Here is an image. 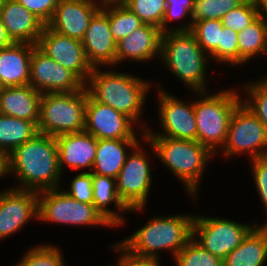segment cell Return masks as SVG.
Masks as SVG:
<instances>
[{"label": "cell", "mask_w": 267, "mask_h": 266, "mask_svg": "<svg viewBox=\"0 0 267 266\" xmlns=\"http://www.w3.org/2000/svg\"><path fill=\"white\" fill-rule=\"evenodd\" d=\"M3 2H4V0H0V16H1V12H2Z\"/></svg>", "instance_id": "47"}, {"label": "cell", "mask_w": 267, "mask_h": 266, "mask_svg": "<svg viewBox=\"0 0 267 266\" xmlns=\"http://www.w3.org/2000/svg\"><path fill=\"white\" fill-rule=\"evenodd\" d=\"M207 92H197L199 100L194 101L197 141L216 154L226 142L231 116L242 98L236 89L220 90L214 95Z\"/></svg>", "instance_id": "6"}, {"label": "cell", "mask_w": 267, "mask_h": 266, "mask_svg": "<svg viewBox=\"0 0 267 266\" xmlns=\"http://www.w3.org/2000/svg\"><path fill=\"white\" fill-rule=\"evenodd\" d=\"M256 225L223 260V266H264L267 260V224Z\"/></svg>", "instance_id": "25"}, {"label": "cell", "mask_w": 267, "mask_h": 266, "mask_svg": "<svg viewBox=\"0 0 267 266\" xmlns=\"http://www.w3.org/2000/svg\"><path fill=\"white\" fill-rule=\"evenodd\" d=\"M9 173L19 181L16 189L40 192L60 188L63 173L59 168L56 138L37 133L15 148L9 154Z\"/></svg>", "instance_id": "1"}, {"label": "cell", "mask_w": 267, "mask_h": 266, "mask_svg": "<svg viewBox=\"0 0 267 266\" xmlns=\"http://www.w3.org/2000/svg\"><path fill=\"white\" fill-rule=\"evenodd\" d=\"M69 190L64 192L78 202L93 204L92 173L86 170L79 173L71 181Z\"/></svg>", "instance_id": "38"}, {"label": "cell", "mask_w": 267, "mask_h": 266, "mask_svg": "<svg viewBox=\"0 0 267 266\" xmlns=\"http://www.w3.org/2000/svg\"><path fill=\"white\" fill-rule=\"evenodd\" d=\"M100 9L95 0H59L47 26L58 34L82 41L91 19Z\"/></svg>", "instance_id": "17"}, {"label": "cell", "mask_w": 267, "mask_h": 266, "mask_svg": "<svg viewBox=\"0 0 267 266\" xmlns=\"http://www.w3.org/2000/svg\"><path fill=\"white\" fill-rule=\"evenodd\" d=\"M141 136L163 165L184 184L189 195L196 196L206 164L214 154L198 141L145 136L144 132Z\"/></svg>", "instance_id": "4"}, {"label": "cell", "mask_w": 267, "mask_h": 266, "mask_svg": "<svg viewBox=\"0 0 267 266\" xmlns=\"http://www.w3.org/2000/svg\"><path fill=\"white\" fill-rule=\"evenodd\" d=\"M222 21L206 19L192 22L190 32L206 54H210L220 43Z\"/></svg>", "instance_id": "32"}, {"label": "cell", "mask_w": 267, "mask_h": 266, "mask_svg": "<svg viewBox=\"0 0 267 266\" xmlns=\"http://www.w3.org/2000/svg\"><path fill=\"white\" fill-rule=\"evenodd\" d=\"M250 161L256 189L267 212V155Z\"/></svg>", "instance_id": "40"}, {"label": "cell", "mask_w": 267, "mask_h": 266, "mask_svg": "<svg viewBox=\"0 0 267 266\" xmlns=\"http://www.w3.org/2000/svg\"><path fill=\"white\" fill-rule=\"evenodd\" d=\"M140 142L138 139H97V148L93 162V174L117 178L128 154Z\"/></svg>", "instance_id": "24"}, {"label": "cell", "mask_w": 267, "mask_h": 266, "mask_svg": "<svg viewBox=\"0 0 267 266\" xmlns=\"http://www.w3.org/2000/svg\"><path fill=\"white\" fill-rule=\"evenodd\" d=\"M245 0H194L189 23L180 24L171 31H190L192 22L215 19L221 20L230 10L240 6Z\"/></svg>", "instance_id": "29"}, {"label": "cell", "mask_w": 267, "mask_h": 266, "mask_svg": "<svg viewBox=\"0 0 267 266\" xmlns=\"http://www.w3.org/2000/svg\"><path fill=\"white\" fill-rule=\"evenodd\" d=\"M101 10L109 17L110 30L116 42L145 24L126 5L109 6Z\"/></svg>", "instance_id": "30"}, {"label": "cell", "mask_w": 267, "mask_h": 266, "mask_svg": "<svg viewBox=\"0 0 267 266\" xmlns=\"http://www.w3.org/2000/svg\"><path fill=\"white\" fill-rule=\"evenodd\" d=\"M150 85V82L125 72H102L100 67H95L85 87L95 101L109 105L137 125V122L141 121L140 116L143 114Z\"/></svg>", "instance_id": "3"}, {"label": "cell", "mask_w": 267, "mask_h": 266, "mask_svg": "<svg viewBox=\"0 0 267 266\" xmlns=\"http://www.w3.org/2000/svg\"><path fill=\"white\" fill-rule=\"evenodd\" d=\"M129 0H96L95 2L102 9L109 6H121L126 5Z\"/></svg>", "instance_id": "45"}, {"label": "cell", "mask_w": 267, "mask_h": 266, "mask_svg": "<svg viewBox=\"0 0 267 266\" xmlns=\"http://www.w3.org/2000/svg\"><path fill=\"white\" fill-rule=\"evenodd\" d=\"M162 33L159 27L144 24L120 39L116 42L115 66L127 59L145 62L160 57Z\"/></svg>", "instance_id": "19"}, {"label": "cell", "mask_w": 267, "mask_h": 266, "mask_svg": "<svg viewBox=\"0 0 267 266\" xmlns=\"http://www.w3.org/2000/svg\"><path fill=\"white\" fill-rule=\"evenodd\" d=\"M87 89L47 93L40 98L38 133L56 137L84 131Z\"/></svg>", "instance_id": "7"}, {"label": "cell", "mask_w": 267, "mask_h": 266, "mask_svg": "<svg viewBox=\"0 0 267 266\" xmlns=\"http://www.w3.org/2000/svg\"><path fill=\"white\" fill-rule=\"evenodd\" d=\"M41 93L31 85L0 88V113L39 123Z\"/></svg>", "instance_id": "23"}, {"label": "cell", "mask_w": 267, "mask_h": 266, "mask_svg": "<svg viewBox=\"0 0 267 266\" xmlns=\"http://www.w3.org/2000/svg\"><path fill=\"white\" fill-rule=\"evenodd\" d=\"M92 186L94 207L111 223L113 228L124 224L125 219L122 213L119 212H127L129 209L118 195L116 178L92 173ZM113 202L117 211L119 210L118 213L108 208V205Z\"/></svg>", "instance_id": "26"}, {"label": "cell", "mask_w": 267, "mask_h": 266, "mask_svg": "<svg viewBox=\"0 0 267 266\" xmlns=\"http://www.w3.org/2000/svg\"><path fill=\"white\" fill-rule=\"evenodd\" d=\"M256 225L238 223L222 217L194 215L192 238L204 250L224 260Z\"/></svg>", "instance_id": "9"}, {"label": "cell", "mask_w": 267, "mask_h": 266, "mask_svg": "<svg viewBox=\"0 0 267 266\" xmlns=\"http://www.w3.org/2000/svg\"><path fill=\"white\" fill-rule=\"evenodd\" d=\"M176 266H223V260L199 246L193 238L177 253Z\"/></svg>", "instance_id": "31"}, {"label": "cell", "mask_w": 267, "mask_h": 266, "mask_svg": "<svg viewBox=\"0 0 267 266\" xmlns=\"http://www.w3.org/2000/svg\"><path fill=\"white\" fill-rule=\"evenodd\" d=\"M13 43L14 42L12 41V39L8 36L6 32V28L0 16V49L10 47Z\"/></svg>", "instance_id": "44"}, {"label": "cell", "mask_w": 267, "mask_h": 266, "mask_svg": "<svg viewBox=\"0 0 267 266\" xmlns=\"http://www.w3.org/2000/svg\"><path fill=\"white\" fill-rule=\"evenodd\" d=\"M38 219V192L10 187L0 192V241Z\"/></svg>", "instance_id": "16"}, {"label": "cell", "mask_w": 267, "mask_h": 266, "mask_svg": "<svg viewBox=\"0 0 267 266\" xmlns=\"http://www.w3.org/2000/svg\"><path fill=\"white\" fill-rule=\"evenodd\" d=\"M82 45L92 68L115 67L116 41L110 30L109 17L101 9L91 19Z\"/></svg>", "instance_id": "18"}, {"label": "cell", "mask_w": 267, "mask_h": 266, "mask_svg": "<svg viewBox=\"0 0 267 266\" xmlns=\"http://www.w3.org/2000/svg\"><path fill=\"white\" fill-rule=\"evenodd\" d=\"M47 25L55 13L59 0H17Z\"/></svg>", "instance_id": "41"}, {"label": "cell", "mask_w": 267, "mask_h": 266, "mask_svg": "<svg viewBox=\"0 0 267 266\" xmlns=\"http://www.w3.org/2000/svg\"><path fill=\"white\" fill-rule=\"evenodd\" d=\"M239 65L267 53V19L259 15L238 33Z\"/></svg>", "instance_id": "27"}, {"label": "cell", "mask_w": 267, "mask_h": 266, "mask_svg": "<svg viewBox=\"0 0 267 266\" xmlns=\"http://www.w3.org/2000/svg\"><path fill=\"white\" fill-rule=\"evenodd\" d=\"M134 125L129 117L95 101L87 91L84 131L96 139H138Z\"/></svg>", "instance_id": "15"}, {"label": "cell", "mask_w": 267, "mask_h": 266, "mask_svg": "<svg viewBox=\"0 0 267 266\" xmlns=\"http://www.w3.org/2000/svg\"><path fill=\"white\" fill-rule=\"evenodd\" d=\"M57 140L58 160L61 173L67 165L73 170L93 167L97 139L86 131L66 133L55 137Z\"/></svg>", "instance_id": "20"}, {"label": "cell", "mask_w": 267, "mask_h": 266, "mask_svg": "<svg viewBox=\"0 0 267 266\" xmlns=\"http://www.w3.org/2000/svg\"><path fill=\"white\" fill-rule=\"evenodd\" d=\"M166 9L162 20V32L171 31L169 21L179 20L186 15L191 18V10L194 0H165ZM170 28V29H169Z\"/></svg>", "instance_id": "39"}, {"label": "cell", "mask_w": 267, "mask_h": 266, "mask_svg": "<svg viewBox=\"0 0 267 266\" xmlns=\"http://www.w3.org/2000/svg\"><path fill=\"white\" fill-rule=\"evenodd\" d=\"M159 59L195 93L207 91L205 78L210 57L190 31L163 32Z\"/></svg>", "instance_id": "5"}, {"label": "cell", "mask_w": 267, "mask_h": 266, "mask_svg": "<svg viewBox=\"0 0 267 266\" xmlns=\"http://www.w3.org/2000/svg\"><path fill=\"white\" fill-rule=\"evenodd\" d=\"M1 19L8 36L16 43L36 45L45 26L17 0H4Z\"/></svg>", "instance_id": "21"}, {"label": "cell", "mask_w": 267, "mask_h": 266, "mask_svg": "<svg viewBox=\"0 0 267 266\" xmlns=\"http://www.w3.org/2000/svg\"><path fill=\"white\" fill-rule=\"evenodd\" d=\"M238 33L228 27L221 30L220 43L209 54L210 59L221 64L239 66Z\"/></svg>", "instance_id": "34"}, {"label": "cell", "mask_w": 267, "mask_h": 266, "mask_svg": "<svg viewBox=\"0 0 267 266\" xmlns=\"http://www.w3.org/2000/svg\"><path fill=\"white\" fill-rule=\"evenodd\" d=\"M126 6L145 24L159 27L162 31V20L165 14V0H129Z\"/></svg>", "instance_id": "36"}, {"label": "cell", "mask_w": 267, "mask_h": 266, "mask_svg": "<svg viewBox=\"0 0 267 266\" xmlns=\"http://www.w3.org/2000/svg\"><path fill=\"white\" fill-rule=\"evenodd\" d=\"M159 101V118L162 133H155L145 126L141 128L145 136H160L173 139L193 140L197 141V125L194 110V101L185 103L182 100L168 94L160 86H157Z\"/></svg>", "instance_id": "12"}, {"label": "cell", "mask_w": 267, "mask_h": 266, "mask_svg": "<svg viewBox=\"0 0 267 266\" xmlns=\"http://www.w3.org/2000/svg\"><path fill=\"white\" fill-rule=\"evenodd\" d=\"M59 249L49 244L32 247L13 266H65L64 256Z\"/></svg>", "instance_id": "33"}, {"label": "cell", "mask_w": 267, "mask_h": 266, "mask_svg": "<svg viewBox=\"0 0 267 266\" xmlns=\"http://www.w3.org/2000/svg\"><path fill=\"white\" fill-rule=\"evenodd\" d=\"M259 15L267 19V0H255Z\"/></svg>", "instance_id": "46"}, {"label": "cell", "mask_w": 267, "mask_h": 266, "mask_svg": "<svg viewBox=\"0 0 267 266\" xmlns=\"http://www.w3.org/2000/svg\"><path fill=\"white\" fill-rule=\"evenodd\" d=\"M36 45L14 42L0 49V88L25 86L30 82V61Z\"/></svg>", "instance_id": "22"}, {"label": "cell", "mask_w": 267, "mask_h": 266, "mask_svg": "<svg viewBox=\"0 0 267 266\" xmlns=\"http://www.w3.org/2000/svg\"><path fill=\"white\" fill-rule=\"evenodd\" d=\"M114 251H120L117 266H160L159 258H142L128 253L119 243L110 246ZM122 253V254H121Z\"/></svg>", "instance_id": "42"}, {"label": "cell", "mask_w": 267, "mask_h": 266, "mask_svg": "<svg viewBox=\"0 0 267 266\" xmlns=\"http://www.w3.org/2000/svg\"><path fill=\"white\" fill-rule=\"evenodd\" d=\"M193 219L188 214L155 216L119 244L137 257L158 259L159 251L169 250L175 258L192 239Z\"/></svg>", "instance_id": "2"}, {"label": "cell", "mask_w": 267, "mask_h": 266, "mask_svg": "<svg viewBox=\"0 0 267 266\" xmlns=\"http://www.w3.org/2000/svg\"><path fill=\"white\" fill-rule=\"evenodd\" d=\"M9 173V154L0 149V179Z\"/></svg>", "instance_id": "43"}, {"label": "cell", "mask_w": 267, "mask_h": 266, "mask_svg": "<svg viewBox=\"0 0 267 266\" xmlns=\"http://www.w3.org/2000/svg\"><path fill=\"white\" fill-rule=\"evenodd\" d=\"M259 16L255 0H245L240 6L230 10L221 19L223 27L239 33Z\"/></svg>", "instance_id": "37"}, {"label": "cell", "mask_w": 267, "mask_h": 266, "mask_svg": "<svg viewBox=\"0 0 267 266\" xmlns=\"http://www.w3.org/2000/svg\"><path fill=\"white\" fill-rule=\"evenodd\" d=\"M38 220L71 226L113 227L93 204L78 202L61 188L38 192Z\"/></svg>", "instance_id": "8"}, {"label": "cell", "mask_w": 267, "mask_h": 266, "mask_svg": "<svg viewBox=\"0 0 267 266\" xmlns=\"http://www.w3.org/2000/svg\"><path fill=\"white\" fill-rule=\"evenodd\" d=\"M222 148L227 158L247 152L251 160L267 155V129L243 102L231 116L227 139Z\"/></svg>", "instance_id": "10"}, {"label": "cell", "mask_w": 267, "mask_h": 266, "mask_svg": "<svg viewBox=\"0 0 267 266\" xmlns=\"http://www.w3.org/2000/svg\"><path fill=\"white\" fill-rule=\"evenodd\" d=\"M41 94L69 93L82 90L85 84L69 69L34 47L30 61V82Z\"/></svg>", "instance_id": "13"}, {"label": "cell", "mask_w": 267, "mask_h": 266, "mask_svg": "<svg viewBox=\"0 0 267 266\" xmlns=\"http://www.w3.org/2000/svg\"><path fill=\"white\" fill-rule=\"evenodd\" d=\"M128 153L131 154L127 156L116 178L117 192L129 212H139L145 209L151 191V166L141 143Z\"/></svg>", "instance_id": "11"}, {"label": "cell", "mask_w": 267, "mask_h": 266, "mask_svg": "<svg viewBox=\"0 0 267 266\" xmlns=\"http://www.w3.org/2000/svg\"><path fill=\"white\" fill-rule=\"evenodd\" d=\"M246 97L242 102L259 118L267 129V80L262 78L256 82L245 83Z\"/></svg>", "instance_id": "35"}, {"label": "cell", "mask_w": 267, "mask_h": 266, "mask_svg": "<svg viewBox=\"0 0 267 266\" xmlns=\"http://www.w3.org/2000/svg\"><path fill=\"white\" fill-rule=\"evenodd\" d=\"M36 46L86 85L93 68L86 58L82 41L58 34L45 25Z\"/></svg>", "instance_id": "14"}, {"label": "cell", "mask_w": 267, "mask_h": 266, "mask_svg": "<svg viewBox=\"0 0 267 266\" xmlns=\"http://www.w3.org/2000/svg\"><path fill=\"white\" fill-rule=\"evenodd\" d=\"M37 133V126L33 122L0 113V149L8 154Z\"/></svg>", "instance_id": "28"}]
</instances>
